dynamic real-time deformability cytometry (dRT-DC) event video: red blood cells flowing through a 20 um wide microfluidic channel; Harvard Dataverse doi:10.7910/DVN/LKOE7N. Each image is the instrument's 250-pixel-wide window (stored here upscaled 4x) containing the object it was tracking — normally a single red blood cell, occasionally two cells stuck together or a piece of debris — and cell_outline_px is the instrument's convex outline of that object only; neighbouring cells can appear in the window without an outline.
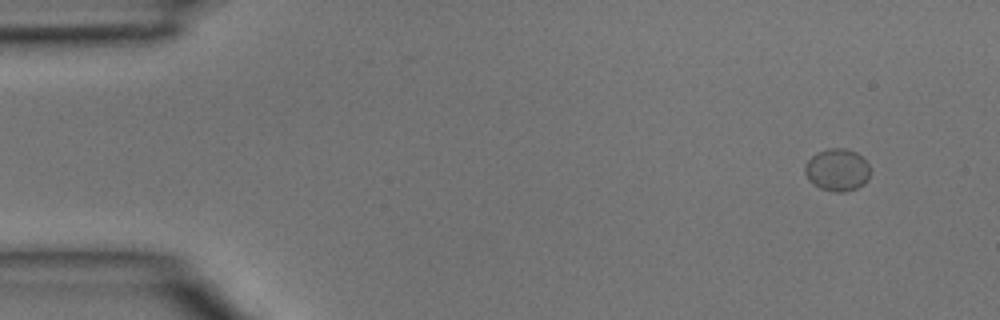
{"species": "common noctule bat (a hibernating species)", "species_latin": "Nyctalus noctula", "temperature_condition": "room temperature", "stored_images_in_passage": 45, "camera_frame_rate_fps": 3000, "um_per_image_px": 0.085, "animal": {"sex": "male", "body_mass_g": 15.6}, "frame": {"image": 1, "passage_image": 3, "time_ms": 0.667, "image_size_px": [1000, 320], "cell_outline_px": [[868, 180], [864, 184], [856, 188], [844, 192], [836, 192], [820, 188], [812, 184], [808, 180], [804, 172], [804, 164], [816, 152], [828, 148], [844, 148], [856, 152], [868, 164]], "centroid_in_image_um": [71.12, 14.44], "position_along_channel_um": 13.9, "area_um2": 16.13}}
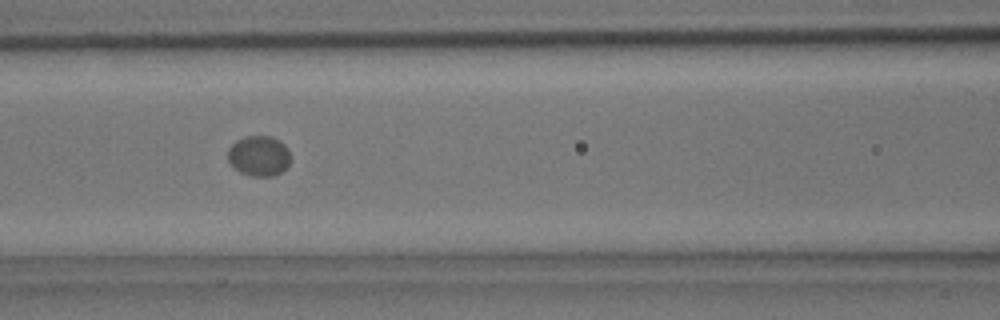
{"frame": {"image": 2, "passage_image": 19, "time_ms": 6.0, "image_size_px": [1000, 320], "cell_outline_px": [[288, 164], [280, 172], [272, 176], [252, 176], [240, 172], [228, 160], [228, 148], [236, 140], [244, 136], [272, 136], [284, 144], [288, 152]], "centroid_in_image_um": [21.97, 13.23], "position_along_channel_um": 144.6, "area_um2": 14.45}}
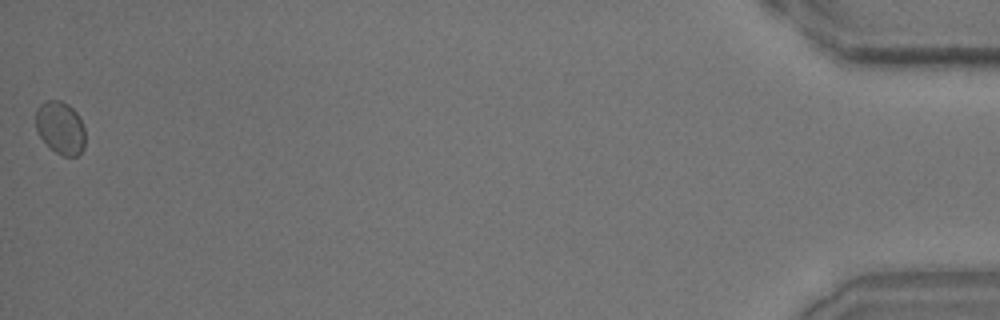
{"frame": {"image": 3, "passage_image": 45, "time_ms": 14.667, "image_size_px": [1000, 320], "cell_outline_px": [[84, 148], [76, 156], [64, 156], [56, 152], [36, 132], [36, 108], [40, 104], [48, 100], [60, 100], [68, 104], [76, 112], [84, 128]], "centroid_in_image_um": [5.12, 10.84], "position_along_channel_um": 430.1, "area_um2": 15.03}}